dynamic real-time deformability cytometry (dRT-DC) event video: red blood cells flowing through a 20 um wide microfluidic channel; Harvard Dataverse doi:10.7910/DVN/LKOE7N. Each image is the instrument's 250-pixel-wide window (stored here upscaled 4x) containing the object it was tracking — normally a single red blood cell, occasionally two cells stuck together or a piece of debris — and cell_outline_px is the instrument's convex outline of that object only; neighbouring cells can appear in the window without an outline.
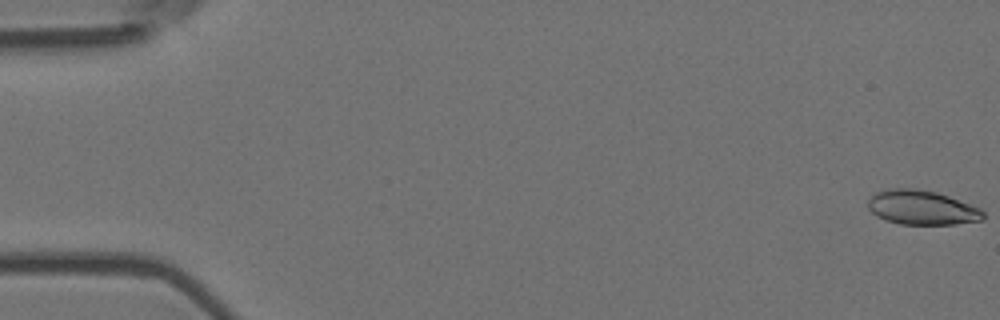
{"species": "Egyptian fruit bat (a non-hibernating species)", "species_latin": "Rousettus aegyptiacus", "temperature_condition": "room temperature", "stored_images_in_passage": 56, "camera_frame_rate_fps": 3000, "um_per_image_px": 0.085, "animal": {"sex": "female"}, "frame": {"image": 1, "passage_image": 1, "time_ms": 0.0, "image_size_px": [1000, 320], "cell_outline_px": [[984, 220], [956, 224], [900, 224], [876, 216], [868, 208], [868, 200], [876, 192], [892, 188], [916, 188], [936, 192], [948, 196], [980, 208], [984, 212]], "centroid_in_image_um": [78.37, 17.64], "position_along_channel_um": 6.6, "area_um2": 23.0}}
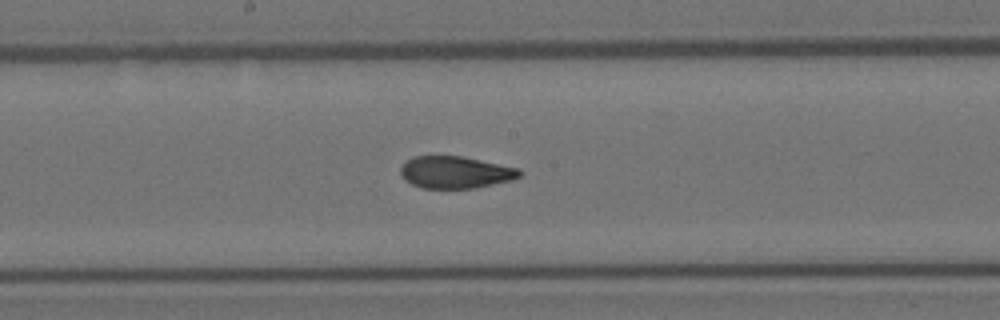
{"frame": {"image": 2, "passage_image": 30, "time_ms": 9.667, "image_size_px": [1000, 320], "cell_outline_px": [[524, 172], [520, 176], [512, 180], [476, 188], [424, 188], [412, 184], [404, 180], [400, 172], [400, 168], [412, 156], [464, 156], [520, 168]], "centroid_in_image_um": [38.75, 14.64], "position_along_channel_um": 209.4, "area_um2": 22.43}}
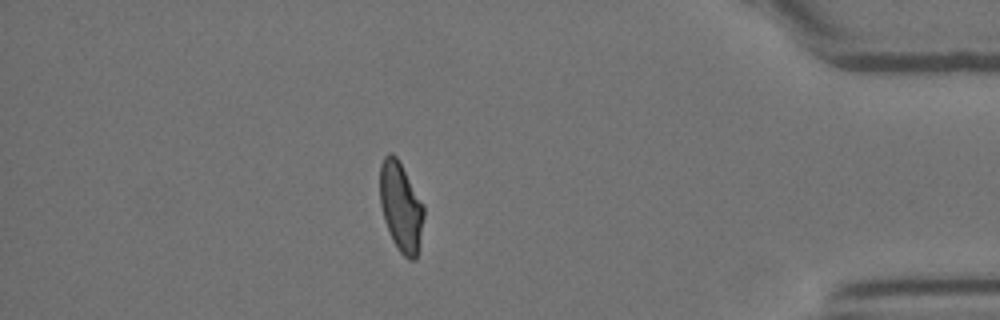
{"frame": {"image": 3, "passage_image": 49, "time_ms": 16.0, "image_size_px": [1000, 320], "cell_outline_px": [[424, 216], [416, 260], [408, 260], [400, 252], [392, 240], [384, 220], [380, 204], [380, 164], [384, 156], [388, 152], [392, 152], [396, 156], [424, 204]], "centroid_in_image_um": [34.06, 17.57], "position_along_channel_um": 401.1, "area_um2": 22.89}, "authors_computed_cell_mechanics": {"area_um2": 23.12, "velocity_mm_per_s": 3.6582, "shape_relaxation_time_tau1_ms": 5.7218, "shape_relaxation_time_tau2_ms": 1.5054, "deformation_change_tau1": 0.1843, "deformation_change_tau2": 0.0745}}